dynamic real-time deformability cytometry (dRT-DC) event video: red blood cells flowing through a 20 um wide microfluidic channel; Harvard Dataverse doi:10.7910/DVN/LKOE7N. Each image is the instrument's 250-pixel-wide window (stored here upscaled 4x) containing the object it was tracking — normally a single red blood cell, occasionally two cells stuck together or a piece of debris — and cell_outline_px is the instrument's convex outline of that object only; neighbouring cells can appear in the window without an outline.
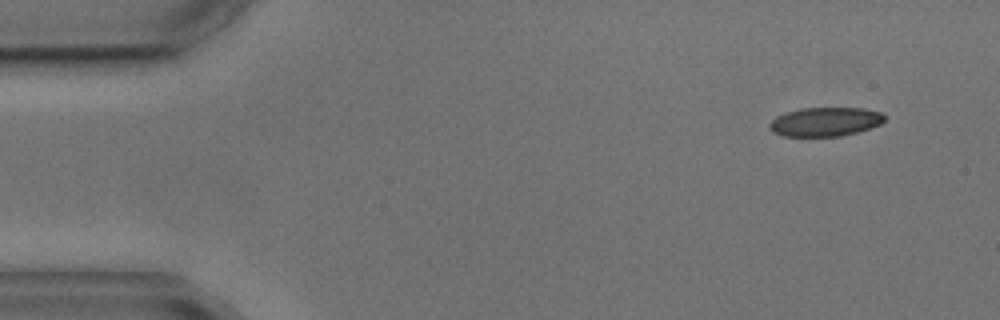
{"species": "common noctule bat (a hibernating species)", "species_latin": "Nyctalus noctula", "temperature_condition": "cold", "stored_images_in_passage": 3, "camera_frame_rate_fps": 3000, "um_per_image_px": 0.085, "animal": {"sex": "male", "body_mass_g": 17.9, "forearm_length_mm": 54.2}, "frame": {"image": 1, "passage_image": 1, "time_ms": 0.0, "image_size_px": [1000, 320], "cell_outline_px": [[884, 120], [880, 124], [856, 132], [840, 136], [784, 136], [772, 132], [768, 128], [768, 124], [776, 116], [784, 112], [800, 108], [864, 108], [880, 112], [884, 116]], "centroid_in_image_um": [70.08, 10.34], "position_along_channel_um": 14.9, "area_um2": 19.42}}